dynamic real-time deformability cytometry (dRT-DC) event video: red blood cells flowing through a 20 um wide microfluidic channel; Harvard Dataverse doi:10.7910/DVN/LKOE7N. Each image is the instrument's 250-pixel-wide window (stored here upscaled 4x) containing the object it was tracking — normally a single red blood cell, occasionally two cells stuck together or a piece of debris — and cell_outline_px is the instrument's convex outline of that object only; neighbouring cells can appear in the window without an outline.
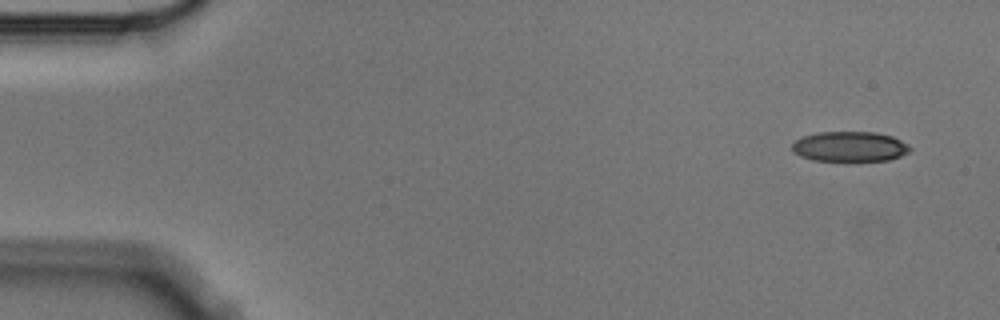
{"species": "Egyptian fruit bat (a non-hibernating species)", "species_latin": "Rousettus aegyptiacus", "temperature_condition": "cold", "stored_images_in_passage": 10, "camera_frame_rate_fps": 3000, "um_per_image_px": 0.085, "animal": {"sex": "male"}, "frame": {"image": 1, "passage_image": 1, "time_ms": 0.0, "image_size_px": [1000, 320], "cell_outline_px": [[912, 148], [908, 152], [900, 156], [888, 160], [812, 160], [800, 156], [792, 152], [792, 144], [796, 140], [804, 136], [820, 132], [876, 132], [892, 136], [908, 144]], "centroid_in_image_um": [72.23, 12.45], "position_along_channel_um": 12.8, "area_um2": 20.52}}
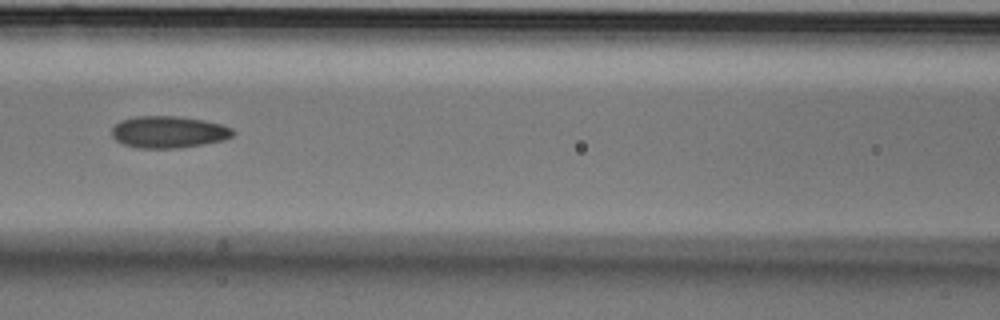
{"frame": {"image": 2, "passage_image": 6, "time_ms": 1.667, "image_size_px": [1000, 320], "cell_outline_px": [[236, 132], [232, 136], [224, 140], [204, 144], [180, 148], [140, 148], [124, 144], [116, 140], [112, 136], [112, 128], [120, 120], [136, 116], [176, 116], [204, 120], [220, 124], [232, 128]], "centroid_in_image_um": [14.34, 11.22], "position_along_channel_um": 152.3, "area_um2": 22.54}}
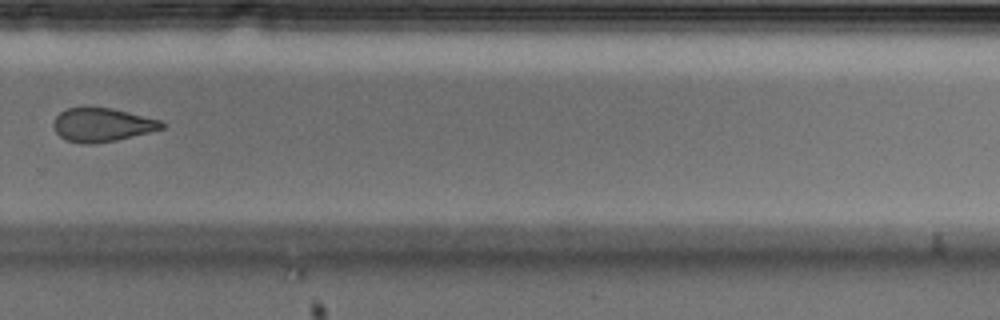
{"frame": {"image": 3, "passage_image": 10, "time_ms": 3.0, "image_size_px": [1000, 320], "cell_outline_px": [[164, 128], [116, 140], [88, 144], [84, 144], [68, 140], [60, 136], [56, 132], [52, 124], [56, 116], [60, 112], [68, 108], [112, 108], [160, 120], [164, 124]], "centroid_in_image_um": [8.66, 10.61], "position_along_channel_um": 321.1, "area_um2": 20.81}}